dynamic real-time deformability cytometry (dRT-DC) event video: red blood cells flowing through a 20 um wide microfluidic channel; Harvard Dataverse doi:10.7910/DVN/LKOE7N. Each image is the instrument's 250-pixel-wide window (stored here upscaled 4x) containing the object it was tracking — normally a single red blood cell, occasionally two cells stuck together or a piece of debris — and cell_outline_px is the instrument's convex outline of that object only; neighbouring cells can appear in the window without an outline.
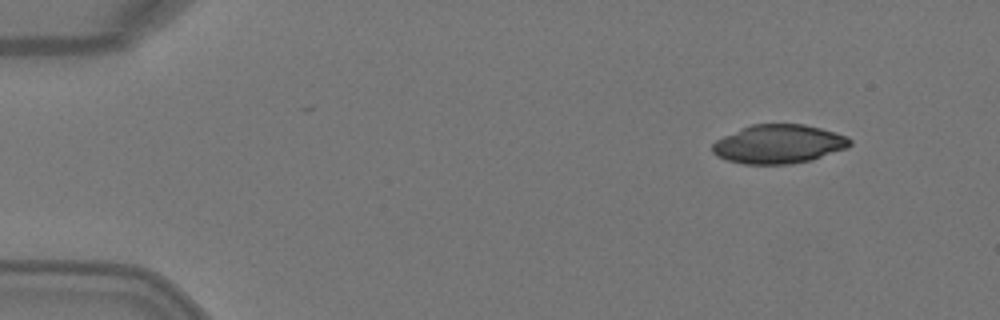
{"species": "Egyptian fruit bat (a non-hibernating species)", "species_latin": "Rousettus aegyptiacus", "temperature_condition": "warm", "stored_images_in_passage": 2, "camera_frame_rate_fps": 3000, "um_per_image_px": 0.085, "animal": {"sex": "female"}, "frame": {"image": 1, "passage_image": 1, "time_ms": 0.0, "image_size_px": [1000, 320], "cell_outline_px": [[852, 144], [848, 148], [812, 160], [792, 164], [744, 164], [728, 160], [716, 156], [712, 152], [712, 144], [716, 140], [724, 136], [752, 124], [804, 124], [836, 132], [848, 136], [852, 140]], "centroid_in_image_um": [66.23, 12.25], "position_along_channel_um": 18.8, "area_um2": 31.27}}